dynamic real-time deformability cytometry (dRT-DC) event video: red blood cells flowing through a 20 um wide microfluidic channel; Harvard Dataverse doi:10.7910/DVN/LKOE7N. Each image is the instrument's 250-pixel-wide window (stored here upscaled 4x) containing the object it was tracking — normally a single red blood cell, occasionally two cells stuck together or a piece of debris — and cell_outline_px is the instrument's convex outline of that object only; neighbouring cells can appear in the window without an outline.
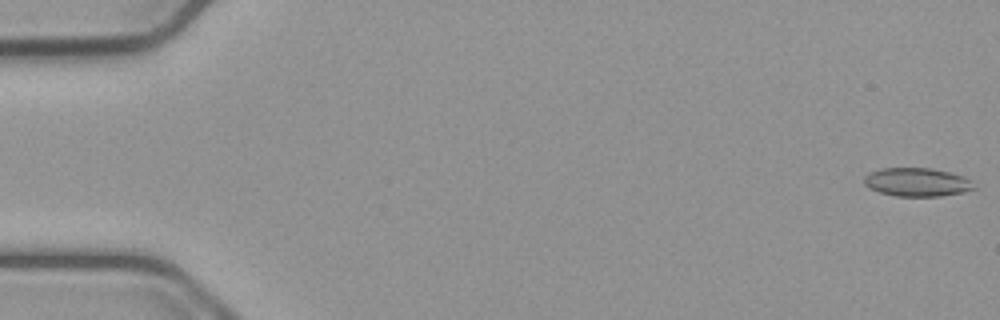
{"species": "common noctule bat (a hibernating species)", "species_latin": "Nyctalus noctula", "temperature_condition": "cold", "stored_images_in_passage": 11, "camera_frame_rate_fps": 3000, "um_per_image_px": 0.085, "animal": {"sex": "male", "body_mass_g": 23.1, "forearm_length_mm": 52.7}, "frame": {"image": 1, "passage_image": 1, "time_ms": 0.0, "image_size_px": [1000, 320], "cell_outline_px": [[976, 188], [964, 192], [940, 196], [896, 196], [880, 192], [864, 184], [864, 176], [880, 168], [932, 168], [964, 176]], "centroid_in_image_um": [77.94, 15.48], "position_along_channel_um": 7.1, "area_um2": 18.03}}